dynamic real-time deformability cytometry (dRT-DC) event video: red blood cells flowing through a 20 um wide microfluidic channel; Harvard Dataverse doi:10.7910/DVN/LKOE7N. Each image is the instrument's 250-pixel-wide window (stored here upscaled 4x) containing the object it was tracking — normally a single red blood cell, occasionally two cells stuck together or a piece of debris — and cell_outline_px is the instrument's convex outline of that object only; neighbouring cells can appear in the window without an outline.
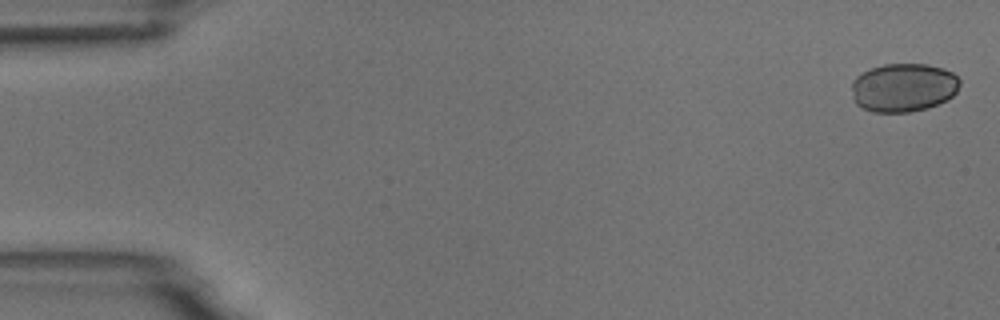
{"species": "common noctule bat (a hibernating species)", "species_latin": "Nyctalus noctula", "temperature_condition": "room temperature", "stored_images_in_passage": 5, "camera_frame_rate_fps": 3000, "um_per_image_px": 0.085, "animal": {"sex": "male", "body_mass_g": 18.8}, "frame": {"image": 1, "passage_image": 1, "time_ms": 0.0, "image_size_px": [1000, 320], "cell_outline_px": [[960, 84], [956, 92], [948, 100], [928, 108], [912, 112], [872, 112], [856, 104], [852, 96], [852, 80], [856, 76], [872, 68], [884, 64], [928, 64], [944, 68], [952, 72], [960, 80]], "centroid_in_image_um": [76.81, 7.44], "position_along_channel_um": 8.2, "area_um2": 30.87}}
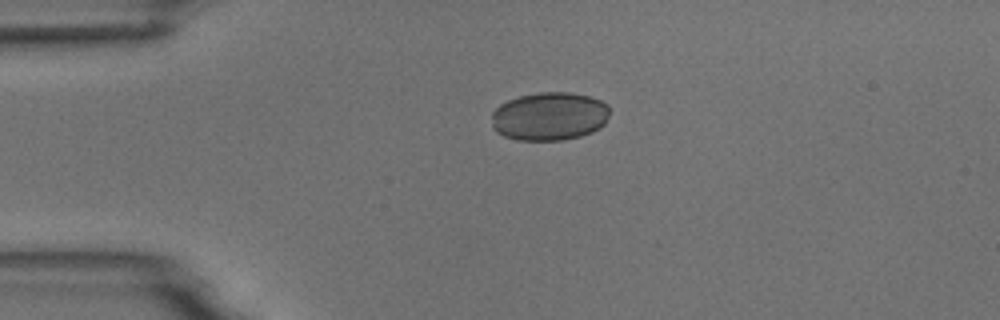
{"frame": {"image": 2, "passage_image": 4, "time_ms": 3.667, "image_size_px": [1000, 320], "cell_outline_px": [[608, 116], [604, 124], [600, 128], [592, 132], [580, 136], [564, 140], [516, 140], [504, 136], [496, 132], [492, 128], [492, 112], [500, 104], [508, 100], [520, 96], [540, 92], [568, 92], [588, 96], [600, 100], [608, 104]], "centroid_in_image_um": [46.69, 9.89], "position_along_channel_um": 38.3, "area_um2": 33.41}}